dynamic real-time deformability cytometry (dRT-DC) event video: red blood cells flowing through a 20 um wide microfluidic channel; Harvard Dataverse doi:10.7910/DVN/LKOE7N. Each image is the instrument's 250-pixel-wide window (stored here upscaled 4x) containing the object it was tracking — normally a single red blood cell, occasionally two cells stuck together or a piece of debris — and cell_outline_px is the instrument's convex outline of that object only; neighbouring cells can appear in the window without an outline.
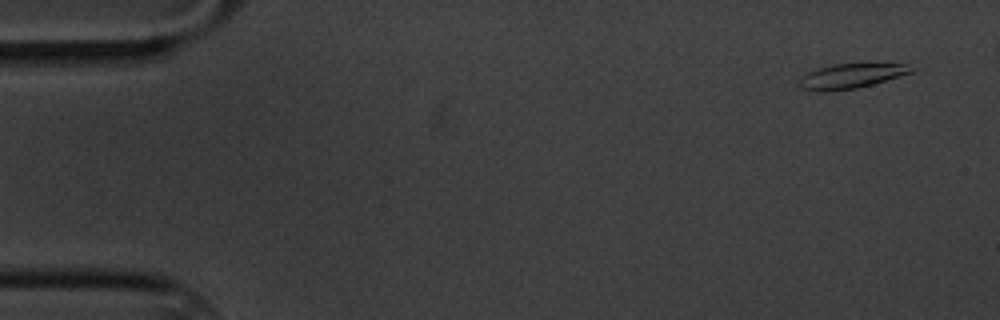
{"species": "common noctule bat (a hibernating species)", "species_latin": "Nyctalus noctula", "temperature_condition": "cold", "stored_images_in_passage": 54, "camera_frame_rate_fps": 3000, "um_per_image_px": 0.085, "animal": {"sex": "male", "body_mass_g": 20.1, "forearm_length_mm": 53.5}, "frame": {"image": 1, "passage_image": 2, "time_ms": 0.333, "image_size_px": [1000, 320], "cell_outline_px": [[920, 68], [912, 72], [872, 84], [856, 88], [824, 92], [820, 92], [800, 88], [796, 84], [796, 80], [808, 72], [832, 64], [908, 64]], "centroid_in_image_um": [72.31, 6.47], "position_along_channel_um": 12.7, "area_um2": 16.24}}
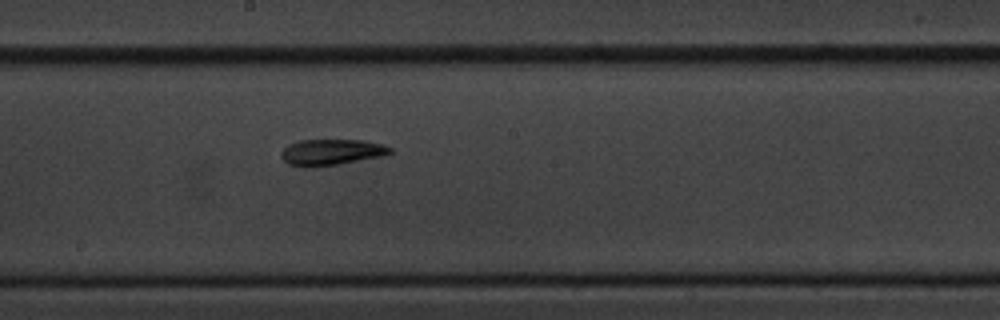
{"frame": {"image": 2, "passage_image": 31, "time_ms": 10.0, "image_size_px": [1000, 320], "cell_outline_px": [[392, 152], [384, 156], [316, 168], [304, 168], [288, 164], [280, 156], [280, 152], [288, 144], [300, 140], [364, 140], [384, 144], [392, 148]], "centroid_in_image_um": [28.15, 12.95], "position_along_channel_um": 220.0, "area_um2": 16.94}}
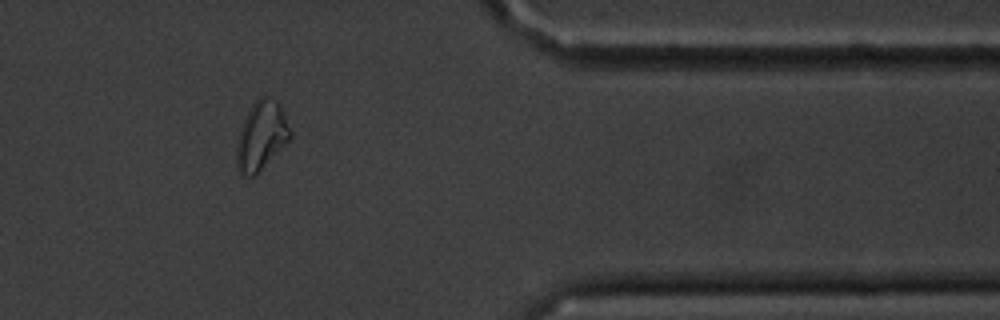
{"frame": {"image": 3, "passage_image": 48, "time_ms": 15.667, "image_size_px": [1000, 320], "cell_outline_px": [[292, 136], [252, 176], [248, 176], [240, 172], [236, 168], [236, 148], [240, 128], [252, 104], [260, 96], [264, 96], [276, 100], [280, 104], [292, 132]], "centroid_in_image_um": [22.2, 11.49], "position_along_channel_um": 389.2, "area_um2": 20.87}}